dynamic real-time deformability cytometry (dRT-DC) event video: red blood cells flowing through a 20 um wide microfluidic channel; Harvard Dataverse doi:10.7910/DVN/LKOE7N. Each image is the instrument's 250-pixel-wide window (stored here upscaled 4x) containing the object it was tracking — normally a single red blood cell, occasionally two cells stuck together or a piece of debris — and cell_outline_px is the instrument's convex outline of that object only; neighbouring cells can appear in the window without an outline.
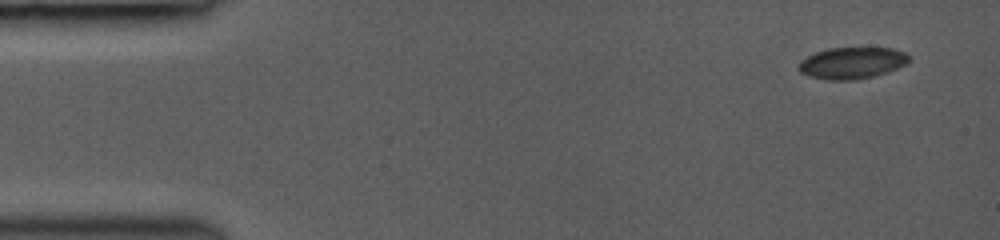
{"species": "common noctule bat (a hibernating species)", "species_latin": "Nyctalus noctula", "temperature_condition": "room temperature", "stored_images_in_passage": 5, "camera_frame_rate_fps": 3000, "um_per_image_px": 0.085, "animal": {"sex": "female", "body_mass_g": 19.0, "forearm_length_mm": 53.3}, "frame": {"image": 1, "passage_image": 1, "time_ms": 0.0, "image_size_px": [1000, 240], "cell_outline_px": [[908, 60], [904, 64], [888, 72], [872, 76], [852, 80], [828, 80], [808, 76], [800, 72], [800, 60], [816, 52], [828, 48], [892, 48], [904, 52], [908, 56]], "centroid_in_image_um": [72.39, 5.35], "position_along_channel_um": 12.6, "area_um2": 20.0}}